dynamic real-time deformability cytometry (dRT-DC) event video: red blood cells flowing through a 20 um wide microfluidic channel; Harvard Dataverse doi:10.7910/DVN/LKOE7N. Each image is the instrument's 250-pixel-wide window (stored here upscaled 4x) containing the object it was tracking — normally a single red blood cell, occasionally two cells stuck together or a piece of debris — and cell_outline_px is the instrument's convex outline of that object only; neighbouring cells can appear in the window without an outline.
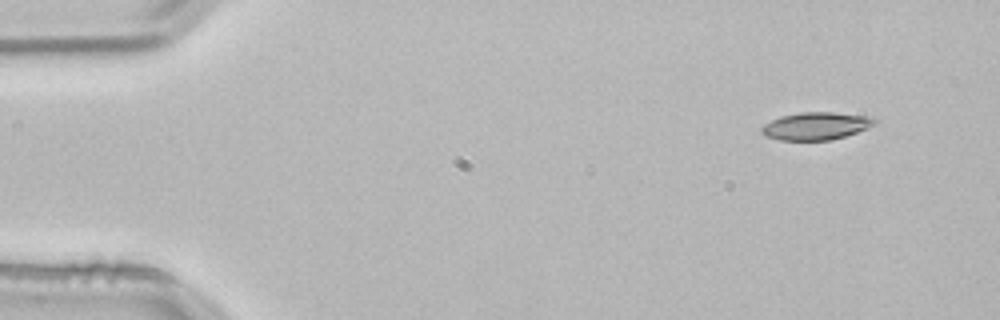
{"species": "common noctule bat (a hibernating species)", "species_latin": "Nyctalus noctula", "temperature_condition": "room temperature", "stored_images_in_passage": 3, "camera_frame_rate_fps": 3000, "um_per_image_px": 0.085, "animal": {"sex": "male", "body_mass_g": 21.5, "forearm_length_mm": 52.0}, "frame": {"image": 1, "passage_image": 1, "time_ms": 0.0, "image_size_px": [1000, 320], "cell_outline_px": [[876, 124], [868, 128], [832, 140], [780, 140], [764, 136], [760, 132], [760, 128], [764, 124], [780, 116], [800, 112], [832, 112], [872, 116], [876, 120]], "centroid_in_image_um": [69.34, 10.7], "position_along_channel_um": 15.7, "area_um2": 18.32}}